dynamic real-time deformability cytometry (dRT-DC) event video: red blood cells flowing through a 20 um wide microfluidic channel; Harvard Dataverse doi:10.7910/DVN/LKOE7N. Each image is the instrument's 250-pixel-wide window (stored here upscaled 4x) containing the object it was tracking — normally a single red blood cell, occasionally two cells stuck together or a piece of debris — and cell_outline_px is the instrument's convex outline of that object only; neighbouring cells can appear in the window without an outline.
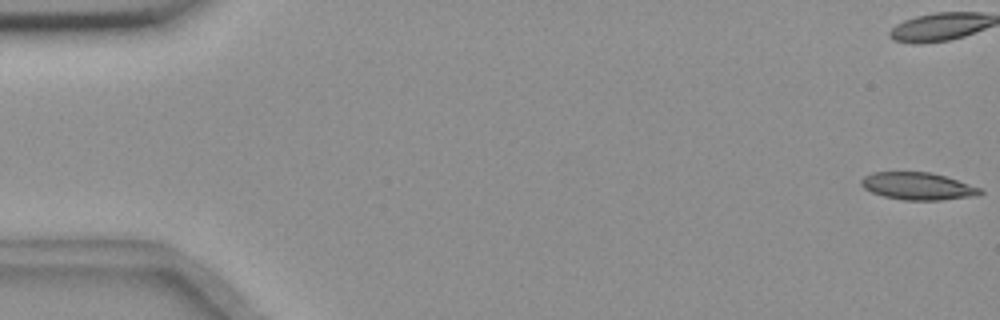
{"species": "common noctule bat (a hibernating species)", "species_latin": "Nyctalus noctula", "temperature_condition": "room temperature", "stored_images_in_passage": 12, "camera_frame_rate_fps": 3000, "um_per_image_px": 0.085, "animal": {"sex": "female", "body_mass_g": 18.4}, "frame": {"image": 1, "passage_image": 1, "time_ms": 0.0, "image_size_px": [1000, 320], "cell_outline_px": [[984, 192], [976, 196], [940, 200], [904, 200], [884, 196], [872, 192], [864, 188], [860, 184], [860, 180], [864, 176], [872, 172], [928, 172], [944, 176], [980, 188]], "centroid_in_image_um": [77.98, 15.82], "position_along_channel_um": 7.0, "area_um2": 18.79}}